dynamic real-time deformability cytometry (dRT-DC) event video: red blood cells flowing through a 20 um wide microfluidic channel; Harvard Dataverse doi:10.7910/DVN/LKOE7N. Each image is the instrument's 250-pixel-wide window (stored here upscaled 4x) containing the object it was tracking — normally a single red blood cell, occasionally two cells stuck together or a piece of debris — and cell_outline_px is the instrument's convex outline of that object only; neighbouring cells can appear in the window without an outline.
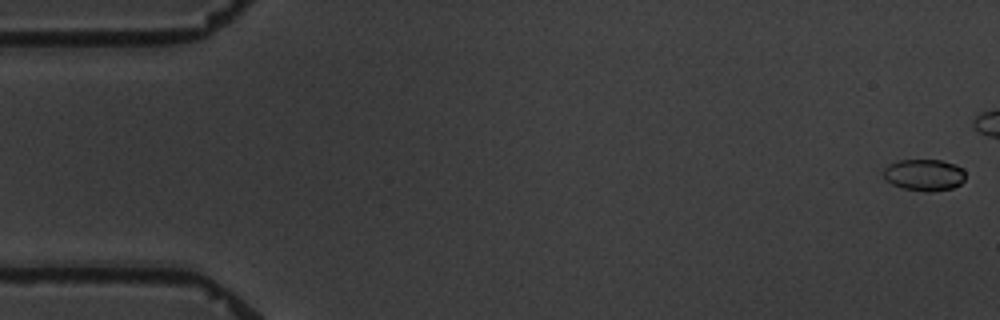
{"species": "common noctule bat (a hibernating species)", "species_latin": "Nyctalus noctula", "temperature_condition": "warm", "stored_images_in_passage": 5, "camera_frame_rate_fps": 3000, "um_per_image_px": 0.085, "animal": {"sex": "male", "body_mass_g": 19.5, "forearm_length_mm": 54.6}, "frame": {"image": 1, "passage_image": 1, "time_ms": 0.0, "image_size_px": [1000, 320], "cell_outline_px": [[964, 180], [960, 184], [952, 188], [932, 192], [924, 192], [904, 188], [892, 184], [884, 176], [884, 168], [888, 164], [900, 160], [940, 160], [956, 164], [964, 168]], "centroid_in_image_um": [78.58, 14.86], "position_along_channel_um": 6.4, "area_um2": 15.14}}
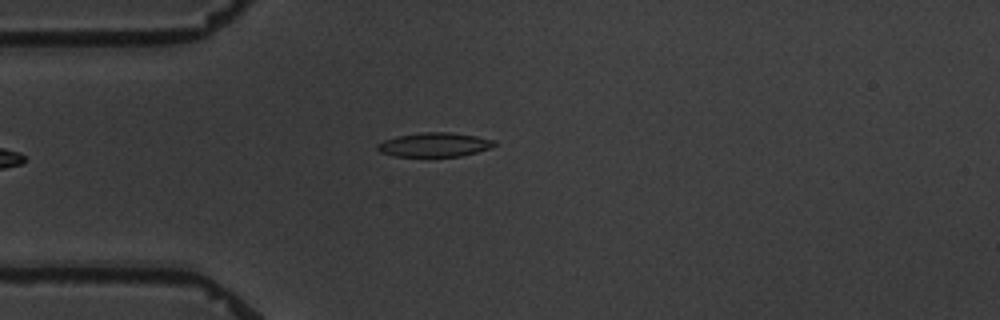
{"frame": {"image": 2, "passage_image": 5, "time_ms": 6.333, "image_size_px": [1000, 320], "cell_outline_px": [[496, 144], [488, 148], [476, 152], [460, 156], [396, 156], [380, 152], [376, 148], [376, 144], [384, 140], [396, 136], [420, 132], [452, 132], [476, 136], [496, 140]], "centroid_in_image_um": [36.9, 12.28], "position_along_channel_um": 48.1, "area_um2": 16.42}}